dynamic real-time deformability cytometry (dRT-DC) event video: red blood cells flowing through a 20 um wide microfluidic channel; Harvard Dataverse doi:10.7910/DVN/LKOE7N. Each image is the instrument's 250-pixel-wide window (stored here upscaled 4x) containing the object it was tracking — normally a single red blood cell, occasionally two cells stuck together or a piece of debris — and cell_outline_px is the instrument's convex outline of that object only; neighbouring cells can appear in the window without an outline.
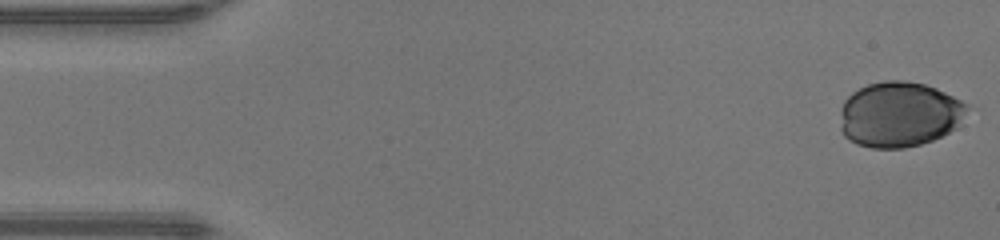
{"species": "human", "species_latin": "Homo sapiens", "temperature_condition": "warm", "stored_images_in_passage": 37, "camera_frame_rate_fps": 3000, "um_per_image_px": 0.085, "donor": {"sex": "male"}, "frame": {"image": 1, "passage_image": 1, "time_ms": 0.0, "image_size_px": [1000, 240], "cell_outline_px": [[968, 108], [956, 128], [932, 140], [920, 144], [904, 148], [872, 148], [856, 144], [848, 140], [844, 136], [840, 128], [840, 108], [844, 100], [852, 92], [868, 84], [884, 80], [904, 80], [924, 84], [936, 88], [968, 104]], "centroid_in_image_um": [76.39, 9.72], "position_along_channel_um": 8.6, "area_um2": 48.49}}
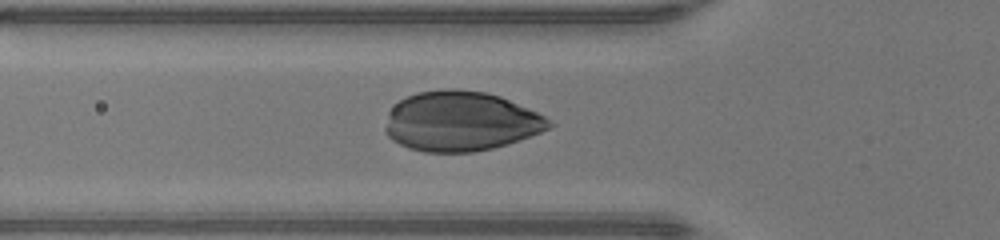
{"frame": {"image": 2, "passage_image": 16, "time_ms": 5.0, "image_size_px": [1000, 240], "cell_outline_px": [[556, 124], [540, 132], [508, 144], [492, 148], [472, 152], [424, 152], [408, 148], [392, 140], [388, 136], [384, 128], [388, 112], [400, 100], [416, 92], [444, 88], [456, 88], [484, 92], [500, 96], [528, 108], [544, 116]], "centroid_in_image_um": [39.14, 10.3], "position_along_channel_um": 86.7, "area_um2": 57.11}}
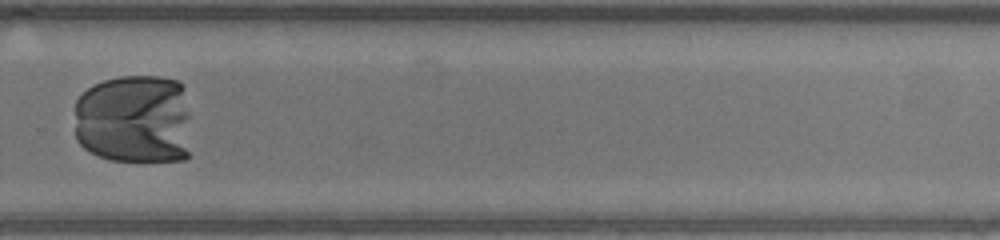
{"frame": {"image": 3, "passage_image": 32, "time_ms": 10.333, "image_size_px": [1000, 240], "cell_outline_px": [[188, 156], [184, 160], [112, 160], [100, 156], [84, 148], [76, 140], [76, 100], [88, 88], [104, 80], [120, 76], [160, 76], [176, 80], [184, 84], [188, 112]], "centroid_in_image_um": [11.42, 10.11], "position_along_channel_um": 318.4, "area_um2": 61.96}}